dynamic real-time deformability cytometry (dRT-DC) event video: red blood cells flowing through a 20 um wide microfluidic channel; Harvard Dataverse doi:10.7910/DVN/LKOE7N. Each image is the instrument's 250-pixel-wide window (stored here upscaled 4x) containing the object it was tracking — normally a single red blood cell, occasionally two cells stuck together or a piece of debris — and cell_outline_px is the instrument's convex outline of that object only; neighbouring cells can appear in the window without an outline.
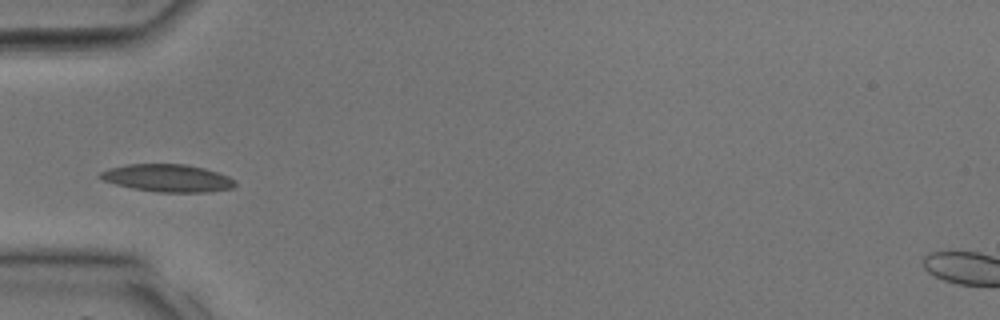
{"species": "common noctule bat (a hibernating species)", "species_latin": "Nyctalus noctula", "temperature_condition": "room temperature", "stored_images_in_passage": 34, "camera_frame_rate_fps": 3000, "um_per_image_px": 0.085, "animal": {"sex": "male", "body_mass_g": 17.9, "forearm_length_mm": 54.2}, "frame": {"image": 1, "passage_image": 10, "time_ms": 3.0, "image_size_px": [1000, 320], "cell_outline_px": [[236, 184], [232, 188], [208, 192], [160, 192], [132, 188], [116, 184], [104, 180], [96, 176], [100, 172], [108, 168], [128, 164], [184, 164], [204, 168], [228, 176], [236, 180]], "centroid_in_image_um": [14.23, 15.13], "position_along_channel_um": 70.8, "area_um2": 21.62}}
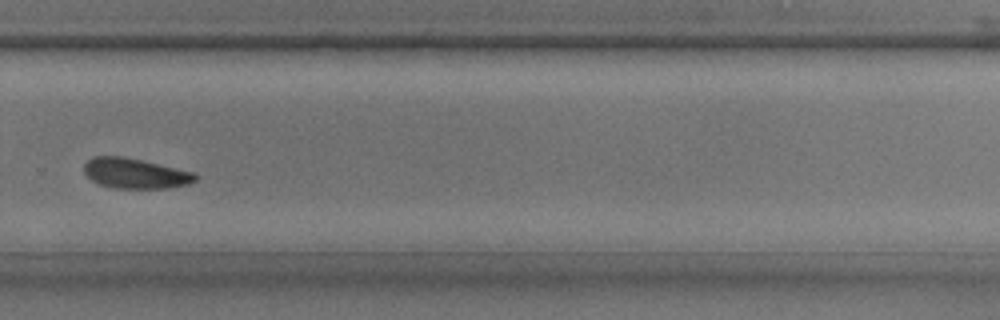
{"frame": {"image": 2, "passage_image": 23, "time_ms": 7.333, "image_size_px": [1000, 320], "cell_outline_px": [[200, 176], [196, 180], [188, 184], [168, 188], [112, 188], [100, 184], [92, 180], [84, 172], [84, 164], [92, 156], [124, 156], [192, 172]], "centroid_in_image_um": [11.48, 14.74], "position_along_channel_um": 318.3, "area_um2": 19.48}}
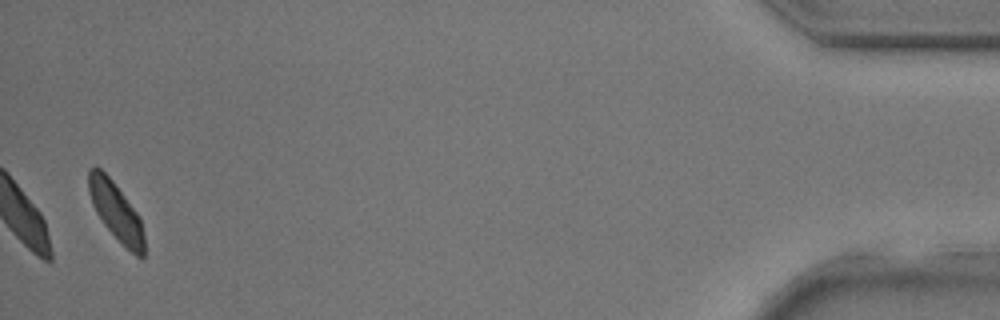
{"frame": {"image": 3, "passage_image": 33, "time_ms": 10.667, "image_size_px": [1000, 320], "cell_outline_px": [[144, 260], [140, 260], [124, 248], [104, 224], [96, 212], [92, 204], [88, 192], [88, 168], [96, 164], [112, 180], [136, 212], [140, 220], [144, 236]], "centroid_in_image_um": [9.85, 18.01], "position_along_channel_um": 425.4, "area_um2": 19.02}}